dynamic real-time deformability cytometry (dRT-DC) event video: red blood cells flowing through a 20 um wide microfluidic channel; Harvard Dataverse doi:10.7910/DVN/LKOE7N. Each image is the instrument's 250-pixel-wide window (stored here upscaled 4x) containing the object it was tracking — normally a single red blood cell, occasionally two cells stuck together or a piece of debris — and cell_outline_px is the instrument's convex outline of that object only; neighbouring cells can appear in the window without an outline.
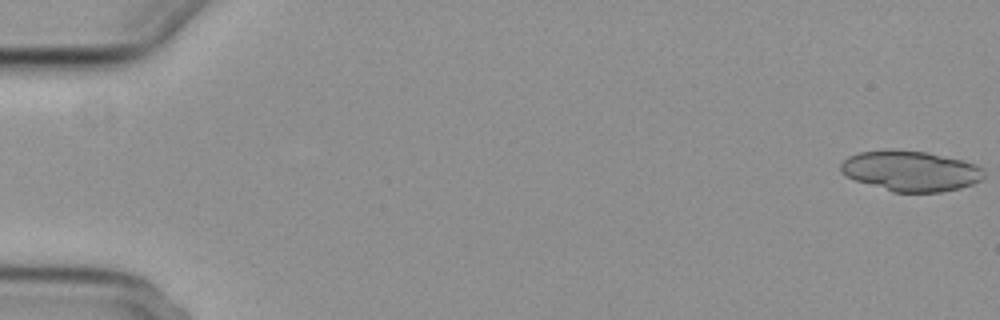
{"species": "common noctule bat (a hibernating species)", "species_latin": "Nyctalus noctula", "temperature_condition": "cold", "stored_images_in_passage": 5, "segment_of_instrument_passage": [2, 2], "camera_frame_rate_fps": 3000, "um_per_image_px": 0.085, "animal": {"sex": "female", "body_mass_g": 29.2, "forearm_length_mm": 56.3}, "frame": {"image": 1, "passage_image": 5, "time_ms": 6.0, "image_size_px": [1000, 320], "cell_outline_px": [[984, 176], [980, 180], [972, 184], [960, 188], [940, 192], [892, 192], [844, 176], [840, 172], [840, 164], [848, 156], [860, 152], [924, 152], [964, 160], [976, 164], [984, 172]], "centroid_in_image_um": [77.41, 14.57], "position_along_channel_um": 7.6, "area_um2": 32.95}}